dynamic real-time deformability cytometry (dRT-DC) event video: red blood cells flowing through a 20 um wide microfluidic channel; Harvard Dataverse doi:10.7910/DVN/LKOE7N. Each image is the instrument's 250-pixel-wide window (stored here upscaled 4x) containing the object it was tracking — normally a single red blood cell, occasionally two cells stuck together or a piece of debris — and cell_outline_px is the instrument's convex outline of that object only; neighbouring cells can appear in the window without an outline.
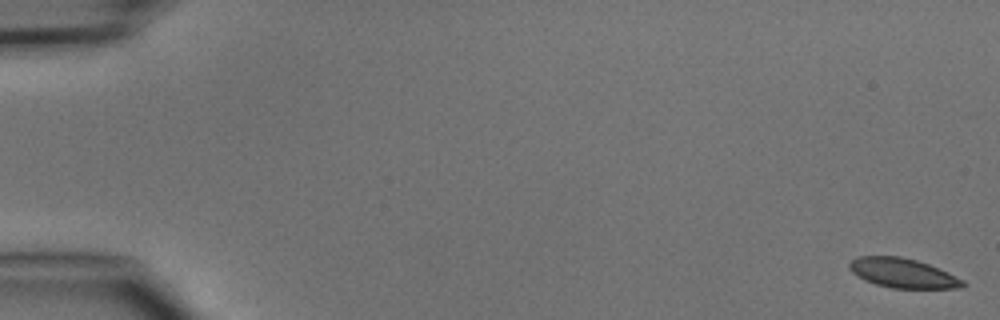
{"species": "common noctule bat (a hibernating species)", "species_latin": "Nyctalus noctula", "temperature_condition": "cold", "stored_images_in_passage": 5, "camera_frame_rate_fps": 3000, "um_per_image_px": 0.085, "animal": {"sex": "male", "body_mass_g": 15.6}, "frame": {"image": 1, "passage_image": 1, "time_ms": 0.0, "image_size_px": [1000, 320], "cell_outline_px": [[964, 284], [960, 288], [892, 288], [876, 284], [864, 280], [852, 272], [848, 268], [848, 264], [856, 256], [900, 256], [916, 260], [928, 264], [948, 272], [964, 280]], "centroid_in_image_um": [76.7, 23.2], "position_along_channel_um": 8.3, "area_um2": 19.42}}
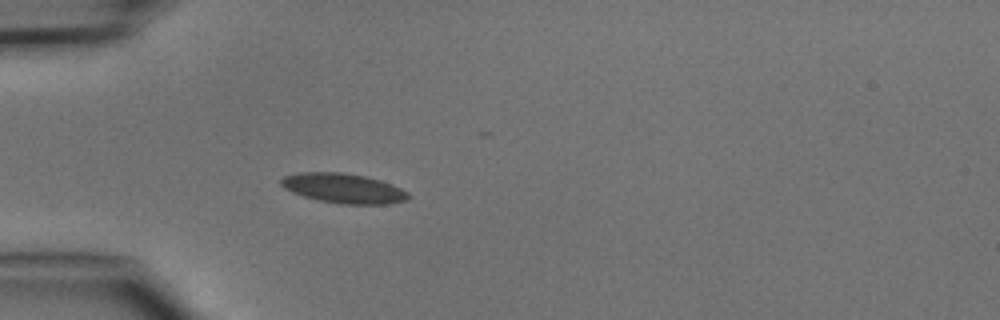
{"frame": {"image": 2, "passage_image": 5, "time_ms": 4.667, "image_size_px": [1000, 320], "cell_outline_px": [[408, 200], [388, 204], [344, 204], [320, 200], [304, 196], [292, 192], [284, 188], [280, 184], [280, 180], [284, 176], [300, 172], [344, 172], [364, 176], [380, 180], [392, 184], [408, 192]], "centroid_in_image_um": [29.19, 16.0], "position_along_channel_um": 55.8, "area_um2": 21.96}}